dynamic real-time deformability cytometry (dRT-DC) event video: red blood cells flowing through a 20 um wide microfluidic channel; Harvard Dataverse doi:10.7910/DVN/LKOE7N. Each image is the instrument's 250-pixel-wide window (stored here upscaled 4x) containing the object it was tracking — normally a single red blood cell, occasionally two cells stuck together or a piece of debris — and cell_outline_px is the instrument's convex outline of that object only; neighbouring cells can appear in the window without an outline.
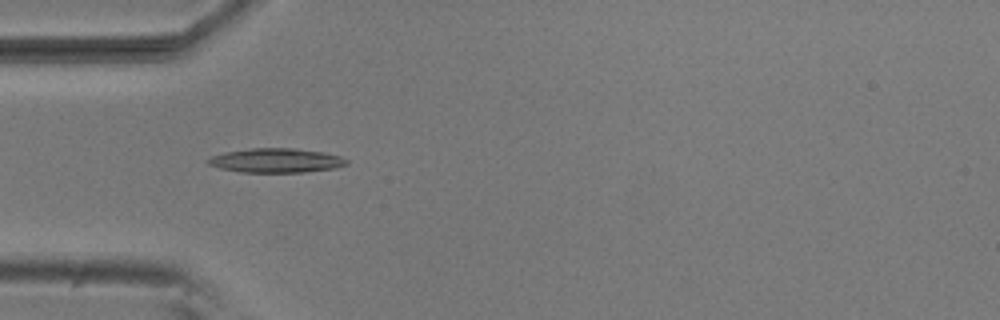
{"species": "common noctule bat (a hibernating species)", "species_latin": "Nyctalus noctula", "temperature_condition": "room temperature", "stored_images_in_passage": 10, "camera_frame_rate_fps": 3000, "um_per_image_px": 0.085, "animal": {"sex": "male", "body_mass_g": 20.5, "forearm_length_mm": 52.5}, "frame": {"image": 1, "passage_image": 4, "time_ms": 1.0, "image_size_px": [1000, 320], "cell_outline_px": [[348, 164], [336, 168], [304, 172], [240, 172], [220, 168], [208, 164], [204, 160], [212, 156], [224, 152], [252, 148], [296, 148], [324, 152], [340, 156], [348, 160]], "centroid_in_image_um": [23.47, 13.64], "position_along_channel_um": 61.5, "area_um2": 19.71}}
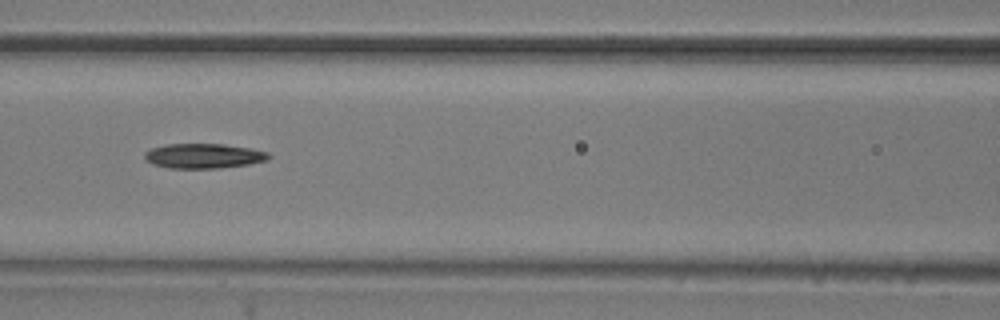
{"frame": {"image": 2, "passage_image": 6, "time_ms": 1.667, "image_size_px": [1000, 320], "cell_outline_px": [[272, 156], [268, 160], [248, 164], [220, 168], [168, 168], [152, 164], [144, 160], [144, 152], [152, 148], [164, 144], [224, 144], [252, 148], [268, 152]], "centroid_in_image_um": [17.3, 13.25], "position_along_channel_um": 149.3, "area_um2": 18.15}}
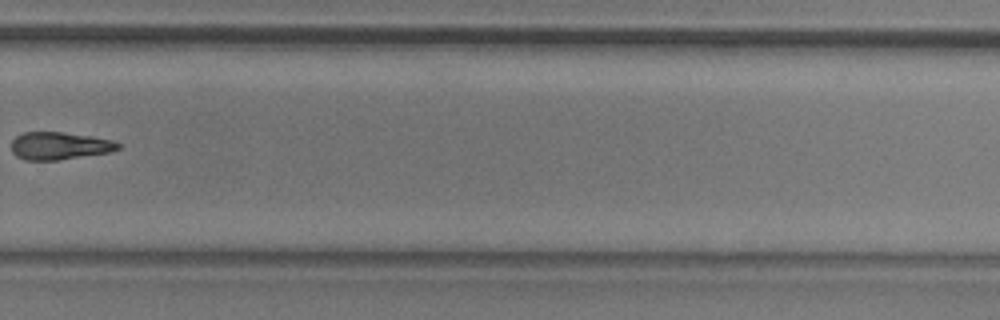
{"frame": {"image": 3, "passage_image": 10, "time_ms": 3.0, "image_size_px": [1000, 320], "cell_outline_px": [[120, 148], [108, 152], [56, 160], [24, 160], [16, 156], [12, 152], [12, 140], [16, 136], [24, 132], [60, 132], [92, 136], [112, 140], [120, 144]], "centroid_in_image_um": [5.02, 12.39], "position_along_channel_um": 324.8, "area_um2": 16.99}}